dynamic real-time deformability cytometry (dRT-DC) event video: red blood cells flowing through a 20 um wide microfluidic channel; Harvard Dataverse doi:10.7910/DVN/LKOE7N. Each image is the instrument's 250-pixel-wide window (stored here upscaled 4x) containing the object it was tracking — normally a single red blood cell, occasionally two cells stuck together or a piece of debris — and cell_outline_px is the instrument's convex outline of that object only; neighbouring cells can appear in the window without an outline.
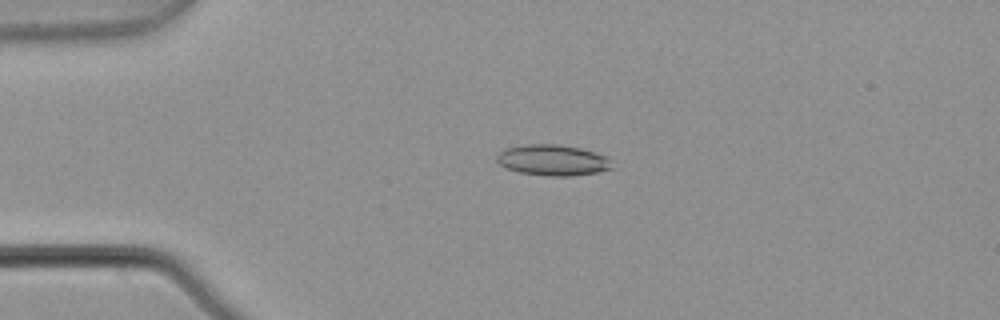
{"species": "common noctule bat (a hibernating species)", "species_latin": "Nyctalus noctula", "temperature_condition": "warm", "stored_images_in_passage": 5, "camera_frame_rate_fps": 3000, "um_per_image_px": 0.085, "animal": {"sex": "male", "body_mass_g": 21.5, "forearm_length_mm": 52.0}, "frame": {"image": 1, "passage_image": 4, "time_ms": 1.0, "image_size_px": [1000, 320], "cell_outline_px": [[616, 168], [596, 172], [572, 176], [548, 176], [520, 172], [508, 168], [500, 164], [496, 160], [496, 156], [504, 148], [528, 144], [560, 144], [580, 148], [596, 152], [604, 156]], "centroid_in_image_um": [46.99, 13.61], "position_along_channel_um": 38.0, "area_um2": 20.69}}